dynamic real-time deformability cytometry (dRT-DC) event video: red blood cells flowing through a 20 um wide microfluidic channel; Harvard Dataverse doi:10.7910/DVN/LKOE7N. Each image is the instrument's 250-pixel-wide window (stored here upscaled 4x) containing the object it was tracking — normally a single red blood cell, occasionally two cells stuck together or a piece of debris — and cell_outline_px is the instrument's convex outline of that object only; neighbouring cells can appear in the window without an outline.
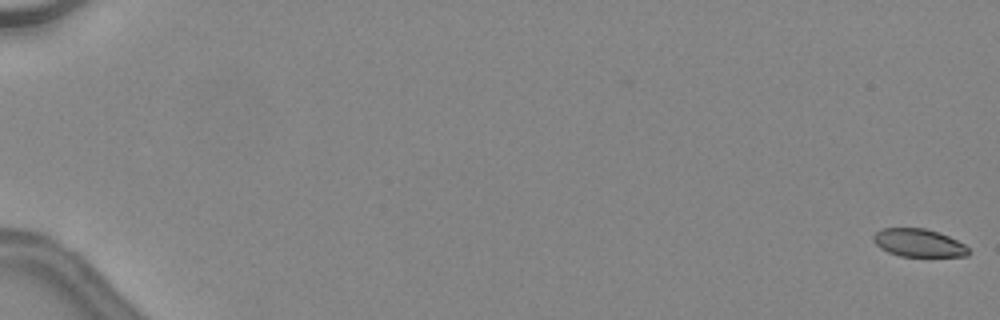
{"species": "common noctule bat (a hibernating species)", "species_latin": "Nyctalus noctula", "temperature_condition": "warm", "stored_images_in_passage": 8, "camera_frame_rate_fps": 3000, "um_per_image_px": 0.085, "animal": {"sex": "female", "body_mass_g": 24.6, "forearm_length_mm": 56.2}, "frame": {"image": 1, "passage_image": 1, "time_ms": 0.0, "image_size_px": [1000, 320], "cell_outline_px": [[972, 252], [968, 256], [900, 256], [888, 252], [880, 248], [872, 240], [872, 236], [876, 232], [884, 228], [924, 228], [948, 236], [964, 244]], "centroid_in_image_um": [78.08, 20.65], "position_along_channel_um": 6.9, "area_um2": 15.43}}